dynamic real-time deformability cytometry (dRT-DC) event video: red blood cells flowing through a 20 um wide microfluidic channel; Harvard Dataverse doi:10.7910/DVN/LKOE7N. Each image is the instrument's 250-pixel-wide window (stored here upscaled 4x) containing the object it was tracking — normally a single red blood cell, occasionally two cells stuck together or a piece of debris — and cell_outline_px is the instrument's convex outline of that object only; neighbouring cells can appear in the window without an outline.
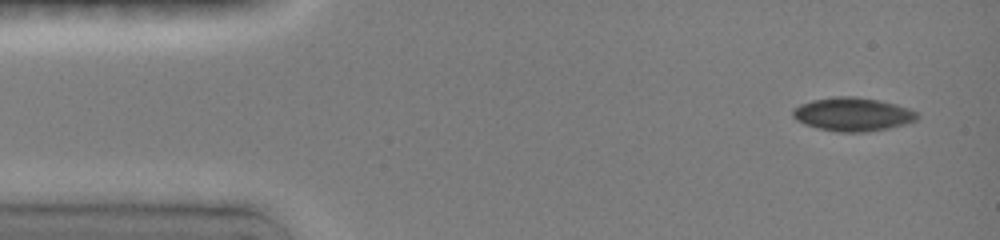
{"species": "common noctule bat (a hibernating species)", "species_latin": "Nyctalus noctula", "temperature_condition": "room temperature", "stored_images_in_passage": 5, "camera_frame_rate_fps": 3000, "um_per_image_px": 0.085, "animal": {"sex": "female", "body_mass_g": 19.0, "forearm_length_mm": 51.5}, "frame": {"image": 1, "passage_image": 1, "time_ms": 0.0, "image_size_px": [1000, 240], "cell_outline_px": [[920, 116], [916, 120], [904, 124], [888, 128], [868, 132], [836, 132], [816, 128], [804, 124], [796, 120], [792, 116], [792, 108], [800, 104], [812, 100], [836, 96], [856, 96], [880, 100], [896, 104], [908, 108], [916, 112]], "centroid_in_image_um": [72.45, 9.71], "position_along_channel_um": 12.5, "area_um2": 24.57}}
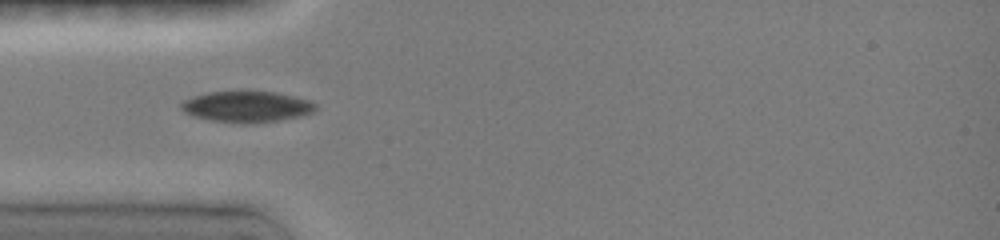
{"frame": {"image": 2, "passage_image": 4, "time_ms": 3.667, "image_size_px": [1000, 240], "cell_outline_px": [[316, 112], [304, 116], [280, 120], [252, 124], [240, 124], [212, 120], [192, 116], [184, 112], [180, 108], [180, 104], [184, 100], [208, 92], [276, 92], [312, 100], [316, 104]], "centroid_in_image_um": [21.04, 9.09], "position_along_channel_um": 64.0, "area_um2": 24.57}}